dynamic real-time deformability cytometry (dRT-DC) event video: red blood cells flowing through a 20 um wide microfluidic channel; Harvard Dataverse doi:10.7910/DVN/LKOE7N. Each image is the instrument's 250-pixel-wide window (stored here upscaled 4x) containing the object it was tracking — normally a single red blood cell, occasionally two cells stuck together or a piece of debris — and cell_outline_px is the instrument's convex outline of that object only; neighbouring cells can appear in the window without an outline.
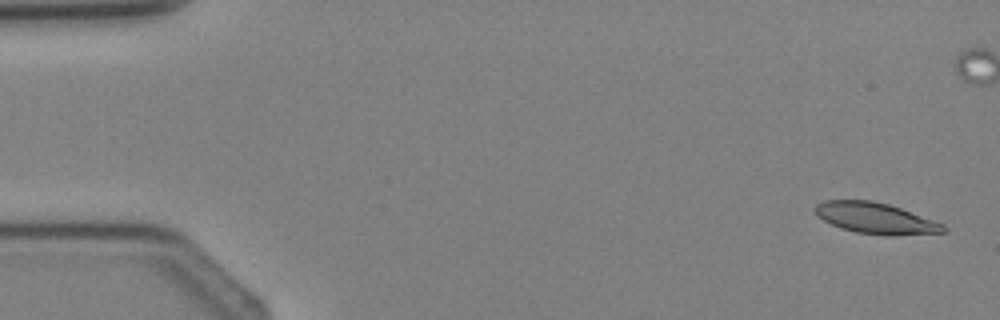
{"species": "Egyptian fruit bat (a non-hibernating species)", "species_latin": "Rousettus aegyptiacus", "temperature_condition": "cold", "stored_images_in_passage": 5, "camera_frame_rate_fps": 3000, "um_per_image_px": 0.085, "animal": {"sex": "female"}, "frame": {"image": 1, "passage_image": 1, "time_ms": 0.0, "image_size_px": [1000, 320], "cell_outline_px": [[948, 228], [944, 232], [892, 236], [856, 232], [840, 228], [816, 216], [812, 208], [816, 204], [824, 200], [872, 200], [888, 204], [900, 208], [944, 224]], "centroid_in_image_um": [74.39, 18.54], "position_along_channel_um": 10.6, "area_um2": 23.24}}
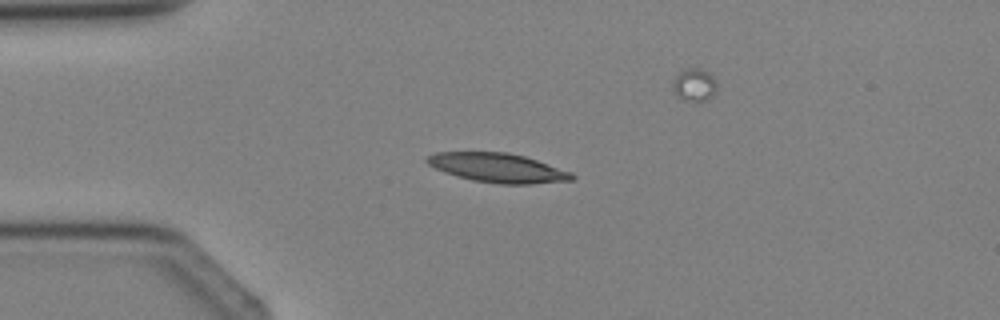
{"frame": {"image": 2, "passage_image": 3, "time_ms": 2.667, "image_size_px": [1000, 320], "cell_outline_px": [[576, 176], [572, 180], [532, 184], [500, 184], [472, 180], [456, 176], [444, 172], [428, 164], [424, 160], [428, 156], [436, 152], [508, 152], [524, 156], [572, 172]], "centroid_in_image_um": [42.31, 14.27], "position_along_channel_um": 42.7, "area_um2": 24.62}}